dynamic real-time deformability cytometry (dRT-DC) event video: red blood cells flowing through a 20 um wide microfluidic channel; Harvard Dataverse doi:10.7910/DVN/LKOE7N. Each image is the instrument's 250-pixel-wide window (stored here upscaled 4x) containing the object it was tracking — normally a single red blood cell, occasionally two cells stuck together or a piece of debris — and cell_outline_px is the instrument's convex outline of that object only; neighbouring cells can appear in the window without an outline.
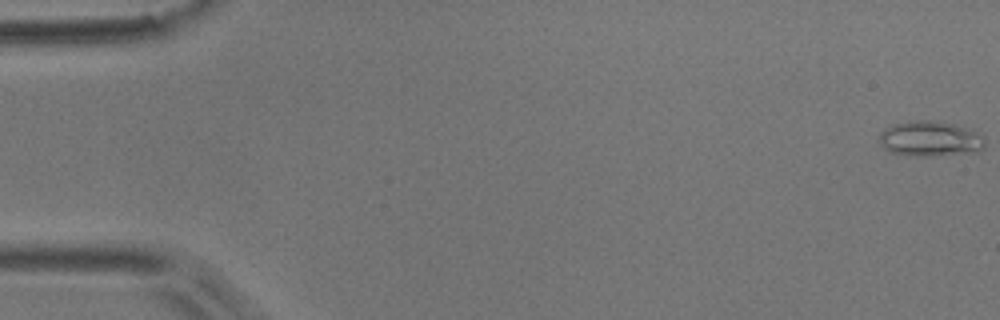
{"species": "common noctule bat (a hibernating species)", "species_latin": "Nyctalus noctula", "temperature_condition": "room temperature", "stored_images_in_passage": 54, "camera_frame_rate_fps": 3000, "um_per_image_px": 0.085, "animal": {"sex": "male", "body_mass_g": 17.9}, "frame": {"image": 1, "passage_image": 1, "time_ms": 0.0, "image_size_px": [1000, 320], "cell_outline_px": [[984, 148], [976, 152], [928, 156], [916, 156], [892, 152], [884, 148], [876, 140], [880, 132], [884, 128], [892, 124], [916, 120], [928, 120], [952, 124], [984, 136]], "centroid_in_image_um": [78.99, 11.8], "position_along_channel_um": 6.0, "area_um2": 21.56}}
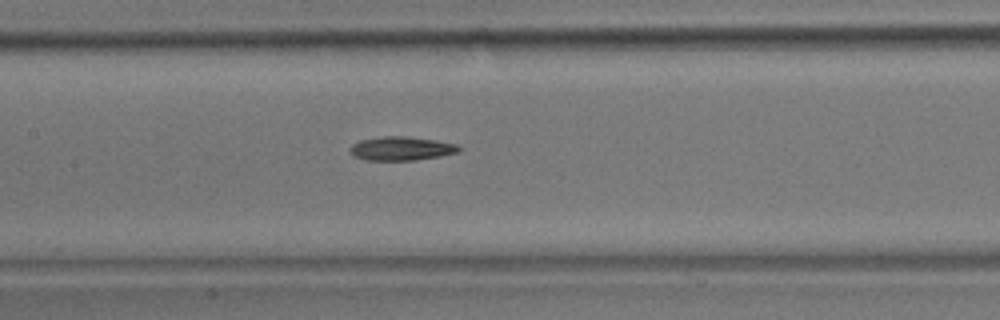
{"frame": {"image": 2, "passage_image": 26, "time_ms": 8.333, "image_size_px": [1000, 320], "cell_outline_px": [[460, 152], [440, 156], [416, 160], [364, 160], [352, 156], [348, 152], [348, 148], [352, 144], [360, 140], [380, 136], [408, 136], [436, 140], [456, 144], [460, 148]], "centroid_in_image_um": [34.05, 12.62], "position_along_channel_um": 173.3, "area_um2": 15.37}}
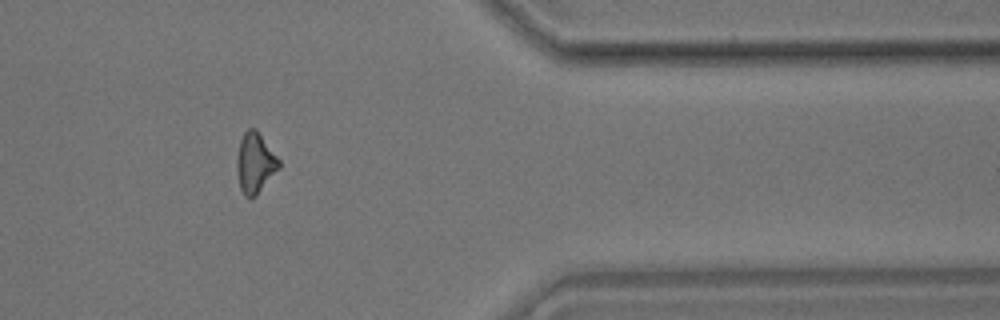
{"frame": {"image": 3, "passage_image": 45, "time_ms": 14.667, "image_size_px": [1000, 320], "cell_outline_px": [[280, 168], [256, 196], [244, 196], [240, 188], [236, 168], [236, 160], [240, 140], [244, 132], [248, 128], [256, 128], [280, 160]], "centroid_in_image_um": [21.68, 13.84], "position_along_channel_um": 389.7, "area_um2": 14.85}}